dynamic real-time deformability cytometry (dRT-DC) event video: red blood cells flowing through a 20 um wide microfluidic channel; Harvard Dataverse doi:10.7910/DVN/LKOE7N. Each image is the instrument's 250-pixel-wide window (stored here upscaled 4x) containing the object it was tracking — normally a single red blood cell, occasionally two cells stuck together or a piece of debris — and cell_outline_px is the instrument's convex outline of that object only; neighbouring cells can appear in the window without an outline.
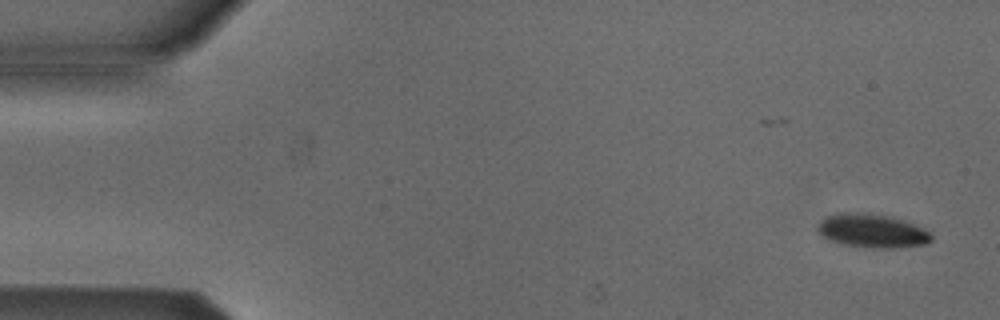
{"species": "Egyptian fruit bat (a non-hibernating species)", "species_latin": "Rousettus aegyptiacus", "temperature_condition": "cold", "stored_images_in_passage": 7, "camera_frame_rate_fps": 3000, "um_per_image_px": 0.085, "animal": {"sex": "male"}, "frame": {"image": 1, "passage_image": 2, "time_ms": 1.333, "image_size_px": [1000, 320], "cell_outline_px": [[932, 240], [924, 244], [892, 248], [872, 248], [844, 244], [832, 240], [824, 236], [816, 228], [820, 220], [836, 212], [856, 212], [888, 216], [904, 220], [924, 228], [932, 236]], "centroid_in_image_um": [74.13, 19.61], "position_along_channel_um": 10.9, "area_um2": 22.08}}
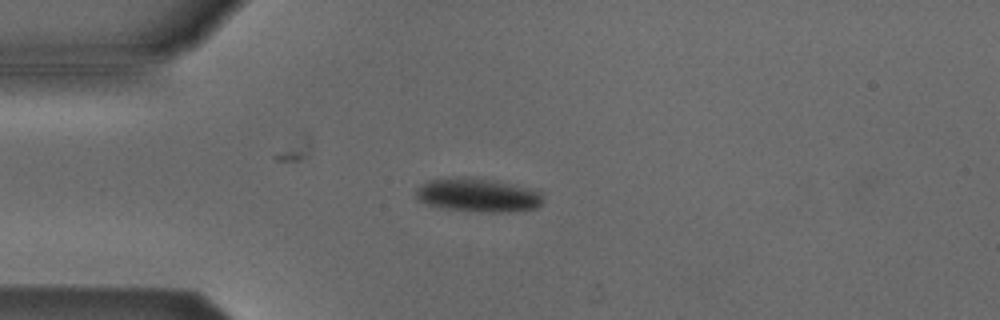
{"frame": {"image": 2, "passage_image": 5, "time_ms": 5.0, "image_size_px": [1000, 320], "cell_outline_px": [[544, 204], [536, 208], [512, 212], [480, 212], [444, 208], [428, 204], [416, 200], [416, 188], [428, 180], [468, 176], [496, 180], [540, 188], [544, 196]], "centroid_in_image_um": [40.74, 16.57], "position_along_channel_um": 44.3, "area_um2": 25.84}}
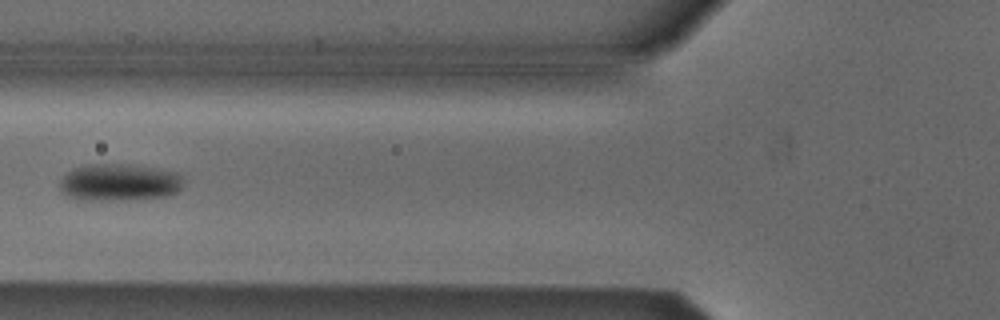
{"frame": {"image": 3, "passage_image": 7, "time_ms": 7.333, "image_size_px": [1000, 320], "cell_outline_px": [[184, 188], [168, 196], [124, 200], [76, 200], [60, 192], [60, 180], [72, 168], [84, 164], [132, 164], [180, 172], [184, 180]], "centroid_in_image_um": [10.16, 15.5], "position_along_channel_um": 115.6, "area_um2": 27.46}}